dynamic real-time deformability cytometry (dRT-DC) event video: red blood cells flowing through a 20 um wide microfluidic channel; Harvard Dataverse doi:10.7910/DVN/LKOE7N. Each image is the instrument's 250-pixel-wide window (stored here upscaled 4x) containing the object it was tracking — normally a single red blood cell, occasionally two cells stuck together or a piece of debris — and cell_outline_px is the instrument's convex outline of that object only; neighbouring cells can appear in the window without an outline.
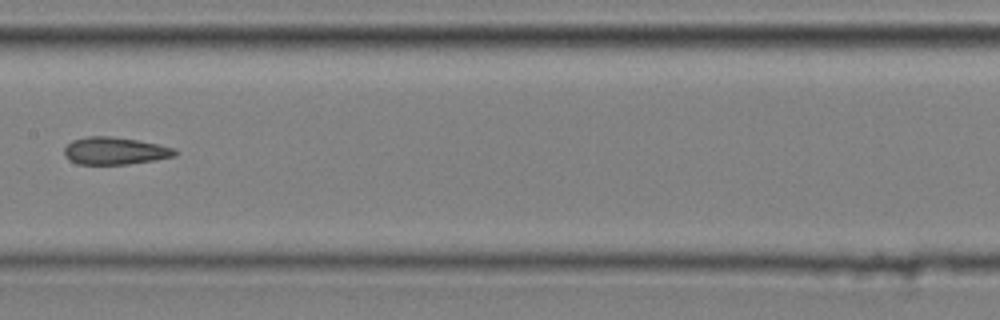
{"species": "common noctule bat (a hibernating species)", "species_latin": "Nyctalus noctula", "temperature_condition": "cold", "stored_images_in_passage": 9, "camera_frame_rate_fps": 3000, "um_per_image_px": 0.085, "animal": {"sex": "male", "body_mass_g": 20.4}, "frame": {"image": 1, "passage_image": 6, "time_ms": 1.667, "image_size_px": [1000, 320], "cell_outline_px": [[180, 152], [176, 156], [156, 160], [128, 164], [80, 164], [68, 160], [64, 156], [64, 148], [72, 140], [88, 136], [108, 136], [136, 140], [176, 148]], "centroid_in_image_um": [9.78, 12.83], "position_along_channel_um": 197.6, "area_um2": 17.74}}
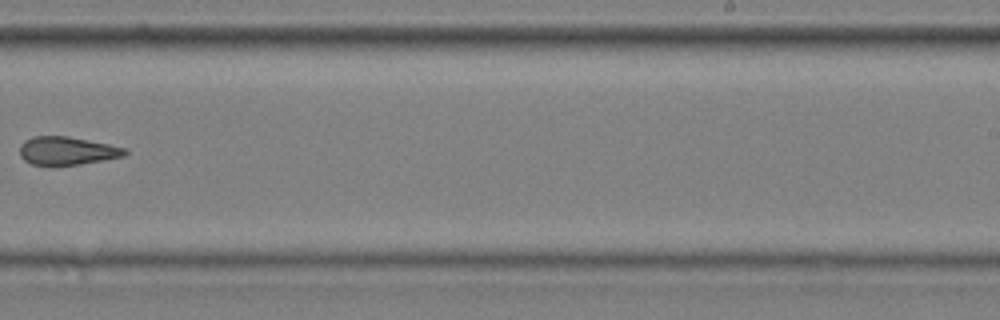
{"frame": {"image": 2, "passage_image": 8, "time_ms": 2.333, "image_size_px": [1000, 320], "cell_outline_px": [[128, 152], [124, 156], [80, 164], [52, 168], [32, 164], [24, 160], [20, 156], [20, 144], [24, 140], [32, 136], [68, 136], [128, 148]], "centroid_in_image_um": [5.66, 12.84], "position_along_channel_um": 283.3, "area_um2": 17.8}}
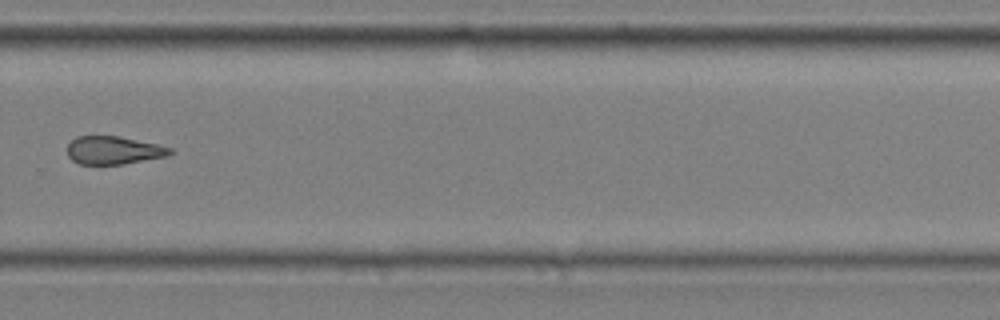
{"frame": {"image": 3, "passage_image": 9, "time_ms": 2.667, "image_size_px": [1000, 320], "cell_outline_px": [[176, 152], [168, 156], [124, 164], [80, 164], [72, 160], [68, 156], [68, 144], [76, 136], [116, 136], [156, 144], [172, 148]], "centroid_in_image_um": [9.68, 12.78], "position_along_channel_um": 320.1, "area_um2": 16.76}}